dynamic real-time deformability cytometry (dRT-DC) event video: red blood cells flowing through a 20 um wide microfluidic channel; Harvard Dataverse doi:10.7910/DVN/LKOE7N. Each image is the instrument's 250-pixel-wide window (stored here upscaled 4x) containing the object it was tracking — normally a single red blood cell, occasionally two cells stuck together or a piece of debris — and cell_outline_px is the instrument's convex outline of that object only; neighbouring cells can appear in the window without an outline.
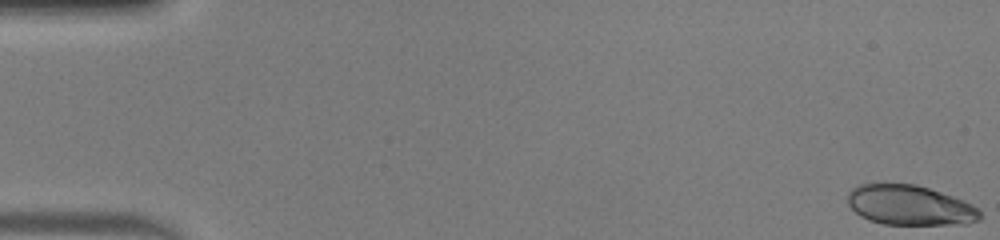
{"species": "human", "species_latin": "Homo sapiens", "temperature_condition": "warm", "stored_images_in_passage": 49, "camera_frame_rate_fps": 3000, "um_per_image_px": 0.085, "donor": {"sex": "male"}, "frame": {"image": 1, "passage_image": 1, "time_ms": 0.0, "image_size_px": [1000, 240], "cell_outline_px": [[980, 220], [968, 224], [884, 224], [868, 220], [860, 216], [848, 204], [848, 192], [852, 188], [860, 184], [880, 180], [916, 184], [964, 200], [972, 204], [980, 212]], "centroid_in_image_um": [77.28, 17.4], "position_along_channel_um": 7.7, "area_um2": 31.5}}
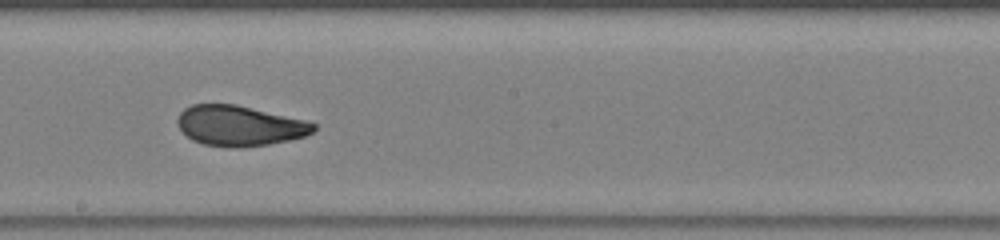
{"frame": {"image": 2, "passage_image": 28, "time_ms": 9.0, "image_size_px": [1000, 240], "cell_outline_px": [[316, 128], [312, 132], [304, 136], [288, 140], [268, 144], [240, 148], [204, 144], [192, 140], [176, 124], [176, 120], [180, 112], [184, 108], [192, 104], [236, 104], [304, 120], [316, 124]], "centroid_in_image_um": [20.33, 10.68], "position_along_channel_um": 227.9, "area_um2": 31.73}}
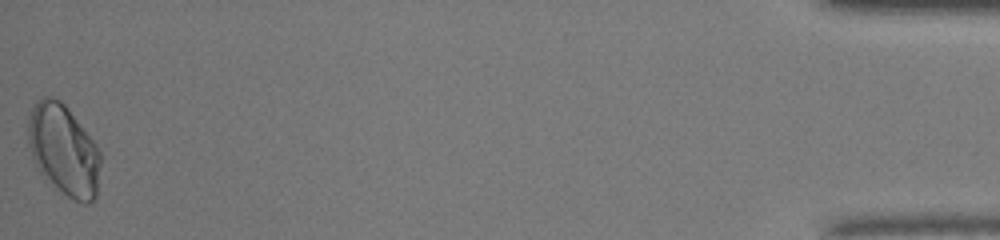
{"frame": {"image": 3, "passage_image": 49, "time_ms": 16.0, "image_size_px": [1000, 240], "cell_outline_px": [[100, 164], [96, 196], [88, 204], [84, 204], [68, 196], [40, 172], [28, 144], [28, 120], [32, 108], [36, 100], [44, 96], [52, 96], [60, 100], [68, 108], [96, 144], [100, 152]], "centroid_in_image_um": [5.42, 12.71], "position_along_channel_um": 429.8, "area_um2": 37.74}, "authors_computed_cell_mechanics": {"area_um2": 32.3102, "velocity_mm_per_s": 4.2591, "shape_relaxation_time_tau1_ms": 9.0021, "shape_relaxation_time_tau2_ms": null, "deformation_change_tau1": 0.2592, "deformation_change_tau2": null}}